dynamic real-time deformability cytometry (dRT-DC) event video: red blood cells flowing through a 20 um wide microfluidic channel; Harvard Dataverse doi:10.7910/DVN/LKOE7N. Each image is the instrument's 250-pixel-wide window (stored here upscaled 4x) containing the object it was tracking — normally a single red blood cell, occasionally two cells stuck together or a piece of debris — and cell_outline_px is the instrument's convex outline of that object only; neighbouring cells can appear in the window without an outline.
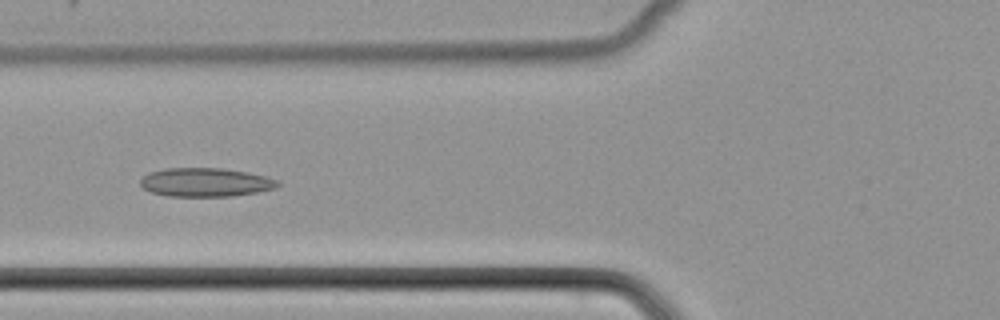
{"species": "common noctule bat (a hibernating species)", "species_latin": "Nyctalus noctula", "temperature_condition": "cold", "stored_images_in_passage": 52, "camera_frame_rate_fps": 3000, "um_per_image_px": 0.085, "animal": {"sex": "female", "body_mass_g": 22.7, "forearm_length_mm": 54.2}, "frame": {"image": 1, "passage_image": 21, "time_ms": 6.667, "image_size_px": [1000, 320], "cell_outline_px": [[280, 184], [276, 188], [256, 192], [232, 196], [168, 196], [152, 192], [144, 188], [140, 184], [140, 180], [148, 172], [164, 168], [224, 168], [248, 172], [280, 180]], "centroid_in_image_um": [17.48, 15.48], "position_along_channel_um": 108.3, "area_um2": 23.06}}
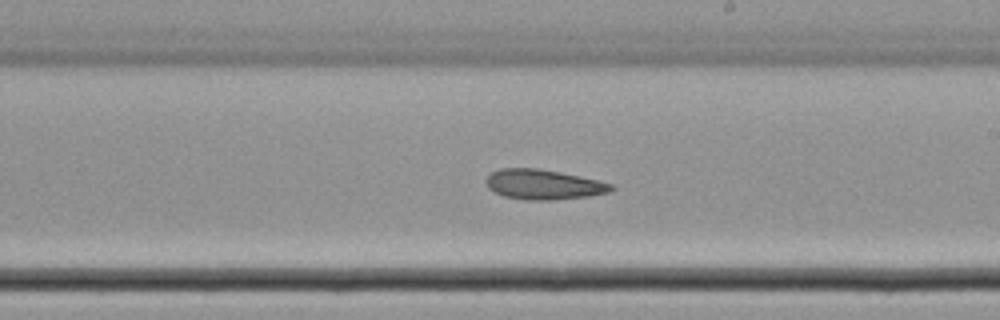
{"frame": {"image": 2, "passage_image": 31, "time_ms": 10.0, "image_size_px": [1000, 320], "cell_outline_px": [[616, 188], [608, 192], [588, 196], [552, 200], [524, 200], [504, 196], [488, 188], [484, 180], [492, 172], [500, 168], [540, 168], [580, 176], [612, 184]], "centroid_in_image_um": [46.17, 15.68], "position_along_channel_um": 242.8, "area_um2": 21.85}}
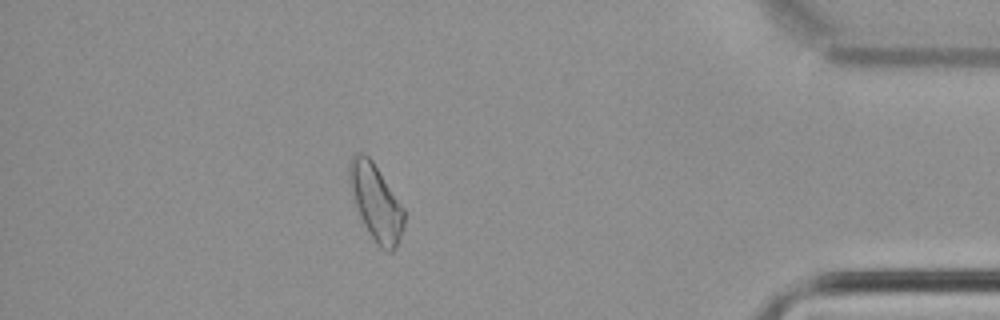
{"frame": {"image": 3, "passage_image": 46, "time_ms": 15.0, "image_size_px": [1000, 320], "cell_outline_px": [[404, 224], [396, 248], [392, 252], [388, 252], [380, 248], [376, 244], [368, 232], [360, 216], [348, 180], [348, 164], [352, 156], [356, 152], [360, 152], [368, 156], [372, 160], [404, 208]], "centroid_in_image_um": [31.95, 17.2], "position_along_channel_um": 403.3, "area_um2": 24.1}}